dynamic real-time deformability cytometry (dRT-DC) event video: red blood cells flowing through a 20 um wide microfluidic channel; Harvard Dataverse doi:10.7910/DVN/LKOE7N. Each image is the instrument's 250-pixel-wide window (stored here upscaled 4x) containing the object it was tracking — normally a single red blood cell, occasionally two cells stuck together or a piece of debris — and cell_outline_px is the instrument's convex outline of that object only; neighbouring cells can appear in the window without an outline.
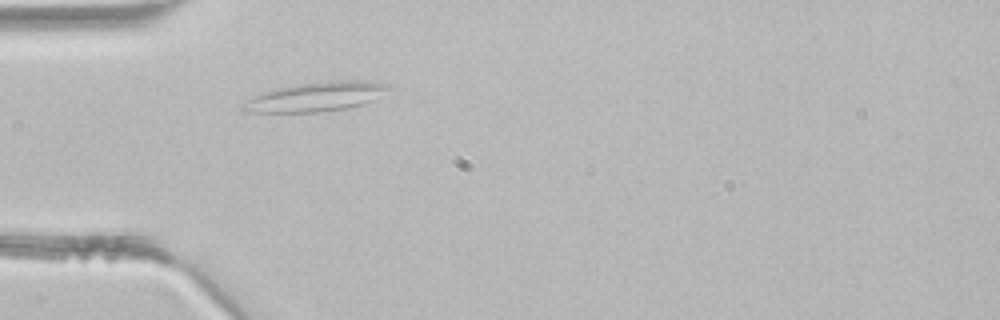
{"species": "common noctule bat (a hibernating species)", "species_latin": "Nyctalus noctula", "temperature_condition": "room temperature", "stored_images_in_passage": 32, "segment_of_instrument_passage": [1, 2], "camera_frame_rate_fps": 3000, "um_per_image_px": 0.085, "animal": {"sex": "male", "body_mass_g": 21.5, "forearm_length_mm": 52.0}, "frame": {"image": 1, "passage_image": 1, "time_ms": 0.0, "image_size_px": [1000, 320], "cell_outline_px": [[388, 88], [372, 100], [348, 108], [320, 112], [244, 112], [240, 108], [240, 104], [260, 92], [300, 84], [328, 80], [364, 80], [388, 84]], "centroid_in_image_um": [26.77, 8.22], "position_along_channel_um": 58.2, "area_um2": 24.62}}
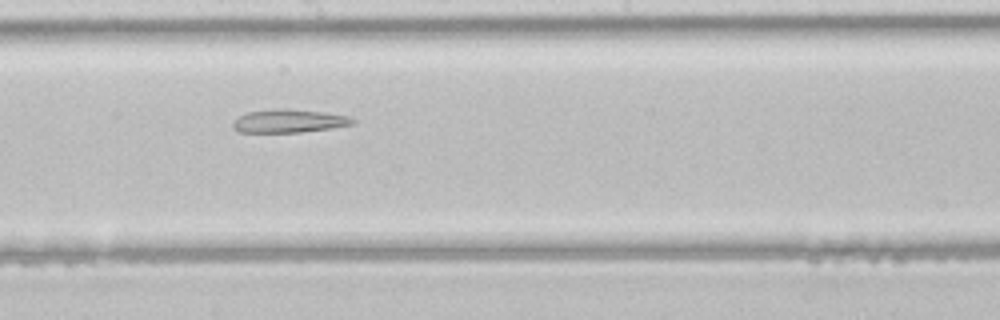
{"frame": {"image": 2, "passage_image": 12, "time_ms": 3.667, "image_size_px": [1000, 320], "cell_outline_px": [[356, 124], [332, 128], [300, 132], [236, 132], [232, 128], [232, 124], [240, 116], [248, 112], [276, 108], [288, 108], [324, 112], [348, 116], [356, 120]], "centroid_in_image_um": [24.59, 10.28], "position_along_channel_um": 223.6, "area_um2": 16.36}}
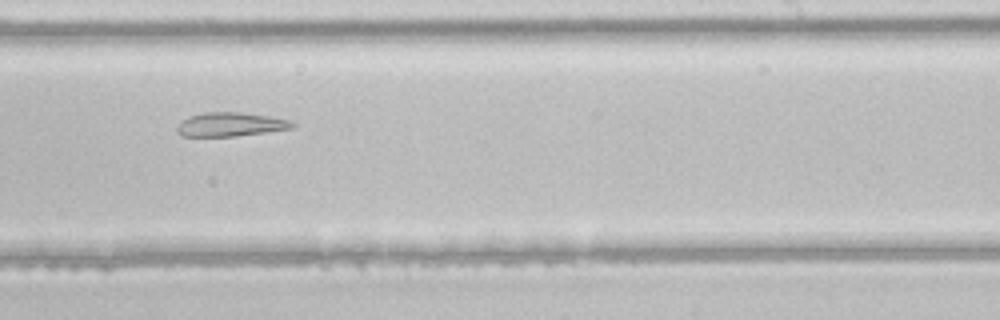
{"frame": {"image": 3, "passage_image": 15, "time_ms": 4.667, "image_size_px": [1000, 320], "cell_outline_px": [[296, 128], [236, 136], [180, 136], [176, 132], [176, 128], [188, 116], [204, 112], [240, 112], [268, 116], [288, 120], [296, 124]], "centroid_in_image_um": [19.6, 10.58], "position_along_channel_um": 269.4, "area_um2": 16.07}}